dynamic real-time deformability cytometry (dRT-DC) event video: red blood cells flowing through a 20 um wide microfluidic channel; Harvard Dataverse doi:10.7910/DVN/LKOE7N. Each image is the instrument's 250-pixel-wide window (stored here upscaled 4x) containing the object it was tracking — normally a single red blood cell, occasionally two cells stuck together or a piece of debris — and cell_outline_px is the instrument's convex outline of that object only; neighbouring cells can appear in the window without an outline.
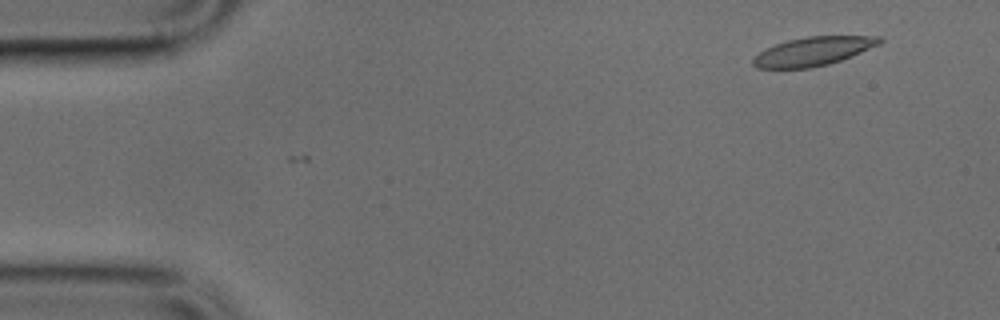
{"species": "common noctule bat (a hibernating species)", "species_latin": "Nyctalus noctula", "temperature_condition": "cold", "stored_images_in_passage": 46, "camera_frame_rate_fps": 3000, "um_per_image_px": 0.085, "animal": {"sex": "male", "body_mass_g": 17.9, "forearm_length_mm": 54.2}, "frame": {"image": 1, "passage_image": 1, "time_ms": 0.0, "image_size_px": [1000, 320], "cell_outline_px": [[884, 40], [880, 44], [840, 60], [828, 64], [812, 68], [756, 68], [752, 64], [752, 60], [760, 52], [776, 44], [788, 40], [808, 36], [880, 36]], "centroid_in_image_um": [69.13, 4.36], "position_along_channel_um": 15.9, "area_um2": 20.92}}
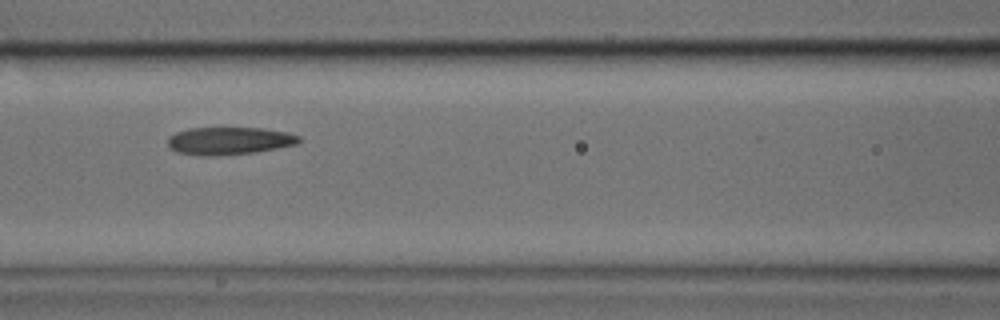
{"frame": {"image": 2, "passage_image": 18, "time_ms": 5.667, "image_size_px": [1000, 320], "cell_outline_px": [[300, 140], [296, 144], [256, 152], [216, 156], [200, 156], [176, 152], [168, 148], [168, 136], [176, 132], [188, 128], [264, 128], [288, 132], [300, 136]], "centroid_in_image_um": [19.44, 11.97], "position_along_channel_um": 147.2, "area_um2": 21.33}}
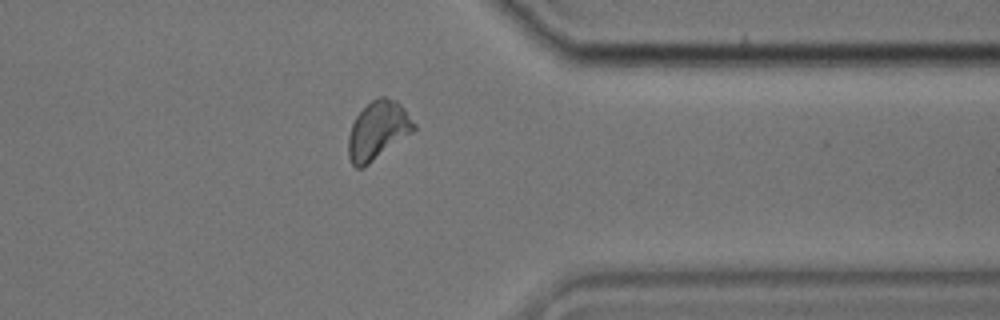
{"frame": {"image": 3, "passage_image": 36, "time_ms": 11.667, "image_size_px": [1000, 320], "cell_outline_px": [[416, 128], [412, 132], [368, 164], [360, 168], [356, 168], [352, 164], [348, 156], [348, 136], [352, 124], [356, 116], [376, 96], [384, 96], [396, 100], [404, 108], [416, 124]], "centroid_in_image_um": [32.11, 11.06], "position_along_channel_um": 379.3, "area_um2": 22.02}}